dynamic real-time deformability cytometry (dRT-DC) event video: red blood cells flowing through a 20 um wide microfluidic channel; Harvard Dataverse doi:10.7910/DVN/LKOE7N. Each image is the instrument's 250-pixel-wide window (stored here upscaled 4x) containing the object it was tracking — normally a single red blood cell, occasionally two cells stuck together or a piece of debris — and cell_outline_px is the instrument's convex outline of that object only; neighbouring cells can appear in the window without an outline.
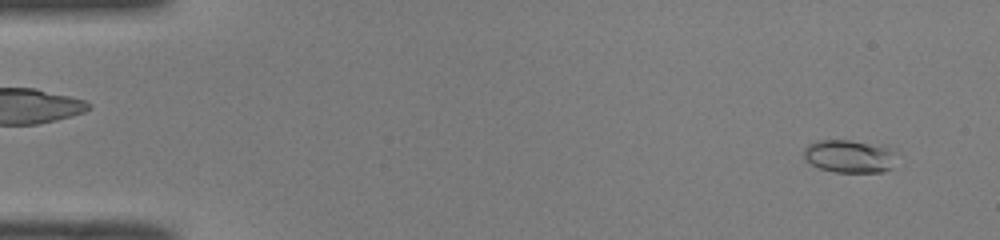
{"species": "common noctule bat (a hibernating species)", "species_latin": "Nyctalus noctula", "temperature_condition": "room temperature", "stored_images_in_passage": 50, "camera_frame_rate_fps": 3000, "um_per_image_px": 0.085, "animal": {"sex": "male", "body_mass_g": 19.0, "forearm_length_mm": 50.8}, "frame": {"image": 1, "passage_image": 3, "time_ms": 0.667, "image_size_px": [1000, 240], "cell_outline_px": [[892, 168], [884, 172], [836, 172], [820, 168], [804, 160], [804, 148], [808, 144], [820, 140], [848, 140], [888, 144], [892, 148]], "centroid_in_image_um": [72.2, 13.26], "position_along_channel_um": 12.8, "area_um2": 17.98}}
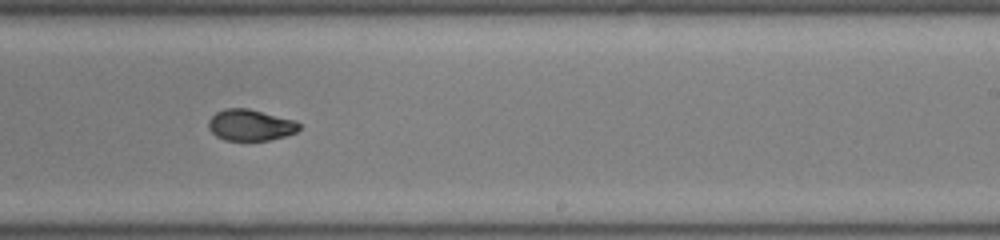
{"frame": {"image": 2, "passage_image": 31, "time_ms": 10.0, "image_size_px": [1000, 240], "cell_outline_px": [[300, 128], [296, 132], [284, 136], [268, 140], [224, 140], [216, 136], [208, 128], [208, 120], [216, 112], [224, 108], [248, 108], [296, 120], [300, 124]], "centroid_in_image_um": [21.27, 10.62], "position_along_channel_um": 267.7, "area_um2": 16.59}}
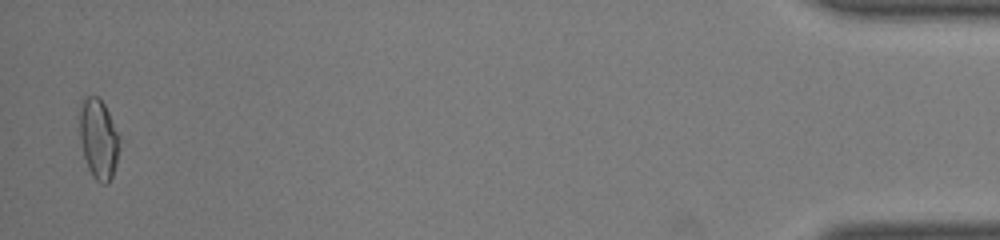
{"frame": {"image": 3, "passage_image": 49, "time_ms": 16.0, "image_size_px": [1000, 240], "cell_outline_px": [[120, 140], [116, 164], [112, 176], [108, 184], [100, 184], [92, 176], [88, 168], [84, 156], [80, 140], [80, 108], [84, 96], [96, 96], [104, 104], [120, 136]], "centroid_in_image_um": [8.38, 11.83], "position_along_channel_um": 426.8, "area_um2": 18.55}, "authors_computed_cell_mechanics": {"area_um2": 17.2533, "velocity_mm_per_s": 4.0963, "shape_relaxation_time_tau1_ms": 8.0199, "shape_relaxation_time_tau2_ms": 2.9614, "deformation_change_tau1": 0.224, "deformation_change_tau2": 0.0663}}